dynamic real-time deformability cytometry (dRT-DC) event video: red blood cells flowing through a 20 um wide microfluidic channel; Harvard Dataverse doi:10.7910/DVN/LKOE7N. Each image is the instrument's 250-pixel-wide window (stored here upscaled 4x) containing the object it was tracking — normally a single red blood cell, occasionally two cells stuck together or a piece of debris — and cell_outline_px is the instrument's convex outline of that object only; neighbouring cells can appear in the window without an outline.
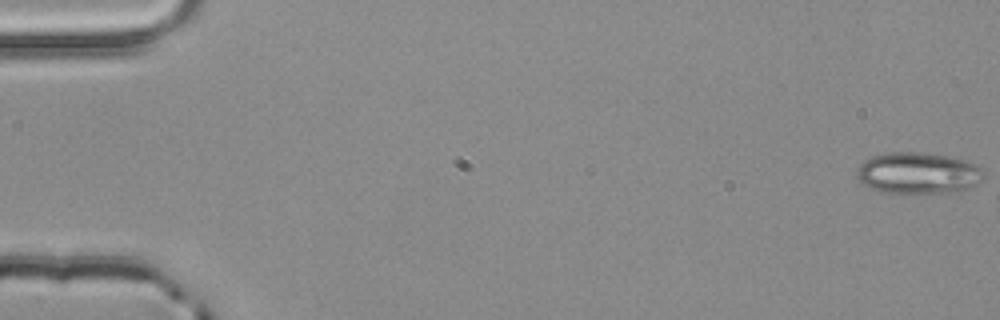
{"species": "common noctule bat (a hibernating species)", "species_latin": "Nyctalus noctula", "temperature_condition": "room temperature", "stored_images_in_passage": 3, "camera_frame_rate_fps": 3000, "um_per_image_px": 0.085, "animal": {"sex": "male", "body_mass_g": 20.4}, "frame": {"image": 1, "passage_image": 1, "time_ms": 0.0, "image_size_px": [1000, 320], "cell_outline_px": [[980, 180], [968, 188], [956, 192], [884, 192], [872, 188], [864, 184], [860, 180], [856, 172], [856, 168], [864, 160], [872, 156], [888, 152], [920, 152], [948, 156], [964, 160], [976, 164], [980, 168]], "centroid_in_image_um": [77.98, 14.69], "position_along_channel_um": 7.0, "area_um2": 30.06}}